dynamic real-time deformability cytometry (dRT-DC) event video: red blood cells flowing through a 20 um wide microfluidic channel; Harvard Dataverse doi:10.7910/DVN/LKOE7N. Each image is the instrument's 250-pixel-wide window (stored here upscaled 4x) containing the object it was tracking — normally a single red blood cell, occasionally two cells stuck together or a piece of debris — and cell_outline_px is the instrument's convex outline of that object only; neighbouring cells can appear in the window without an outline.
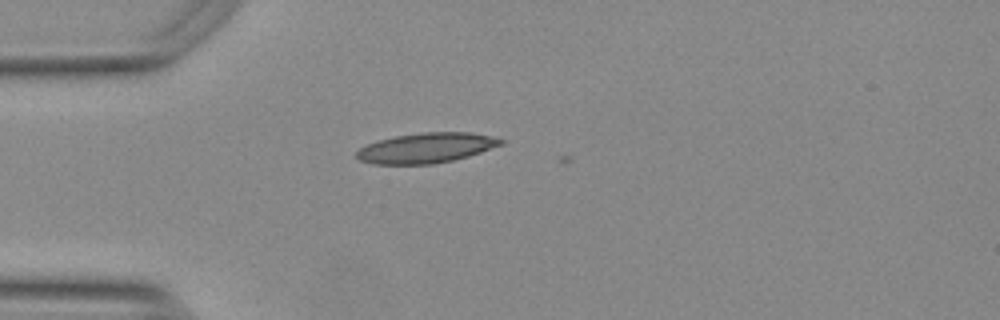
{"species": "Egyptian fruit bat (a non-hibernating species)", "species_latin": "Rousettus aegyptiacus", "temperature_condition": "warm", "stored_images_in_passage": 5, "camera_frame_rate_fps": 3000, "um_per_image_px": 0.085, "animal": {"sex": "female"}, "frame": {"image": 1, "passage_image": 4, "time_ms": 1.0, "image_size_px": [1000, 320], "cell_outline_px": [[504, 144], [468, 156], [452, 160], [432, 164], [372, 164], [360, 160], [356, 156], [356, 152], [360, 148], [376, 140], [396, 136], [420, 132], [468, 132], [488, 136], [504, 140]], "centroid_in_image_um": [36.2, 12.57], "position_along_channel_um": 48.8, "area_um2": 25.14}}